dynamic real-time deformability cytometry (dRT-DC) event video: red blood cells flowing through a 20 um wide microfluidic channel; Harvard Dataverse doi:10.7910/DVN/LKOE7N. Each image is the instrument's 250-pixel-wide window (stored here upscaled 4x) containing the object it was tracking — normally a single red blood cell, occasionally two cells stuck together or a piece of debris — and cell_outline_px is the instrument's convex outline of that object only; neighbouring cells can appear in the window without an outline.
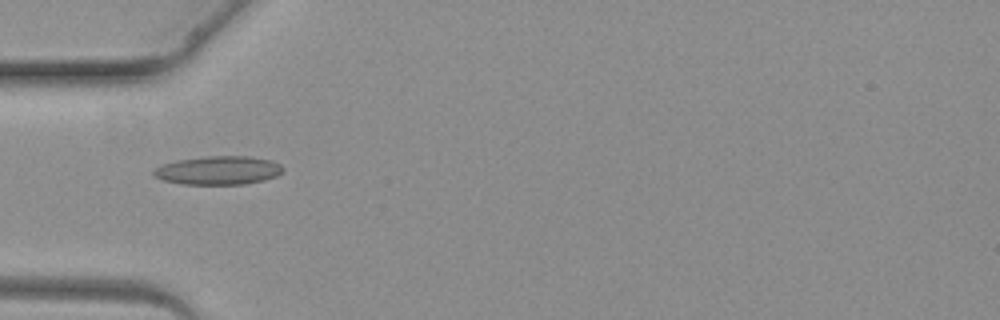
{"species": "common noctule bat (a hibernating species)", "species_latin": "Nyctalus noctula", "temperature_condition": "warm", "stored_images_in_passage": 3, "camera_frame_rate_fps": 3000, "um_per_image_px": 0.085, "animal": {"sex": "female", "body_mass_g": 19.3, "forearm_length_mm": 54.1}, "frame": {"image": 1, "passage_image": 3, "time_ms": 3.333, "image_size_px": [1000, 320], "cell_outline_px": [[284, 172], [276, 176], [264, 180], [244, 184], [184, 184], [164, 180], [156, 176], [152, 172], [156, 168], [164, 164], [176, 160], [208, 156], [248, 156], [272, 160], [280, 164], [284, 168]], "centroid_in_image_um": [18.62, 14.47], "position_along_channel_um": 66.4, "area_um2": 21.44}}